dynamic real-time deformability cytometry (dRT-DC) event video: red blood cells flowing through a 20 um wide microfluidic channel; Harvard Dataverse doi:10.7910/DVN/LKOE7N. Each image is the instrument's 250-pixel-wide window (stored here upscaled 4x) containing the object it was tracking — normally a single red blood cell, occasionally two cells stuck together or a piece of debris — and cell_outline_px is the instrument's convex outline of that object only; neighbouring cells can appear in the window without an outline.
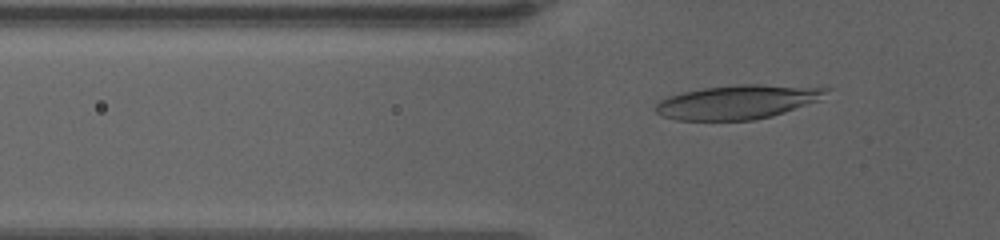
{"species": "human", "species_latin": "Homo sapiens", "temperature_condition": "warm", "stored_images_in_passage": 61, "camera_frame_rate_fps": 3000, "um_per_image_px": 0.085, "donor": {"sex": "female"}, "frame": {"image": 1, "passage_image": 21, "time_ms": 6.667, "image_size_px": [1000, 240], "cell_outline_px": [[832, 88], [820, 100], [772, 116], [752, 120], [676, 120], [664, 116], [656, 112], [656, 104], [660, 100], [668, 96], [684, 92], [704, 88], [736, 84], [760, 84]], "centroid_in_image_um": [62.72, 8.66], "position_along_channel_um": 63.1, "area_um2": 33.7}}
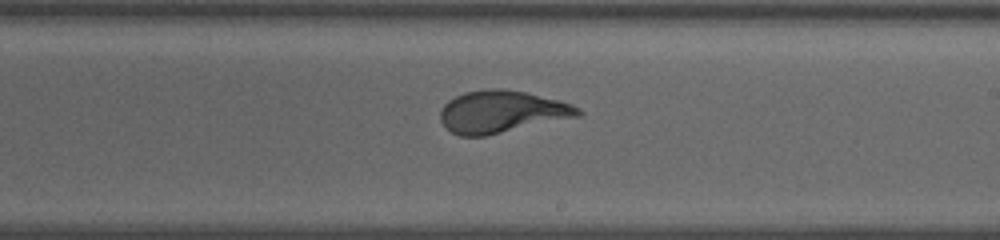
{"frame": {"image": 2, "passage_image": 38, "time_ms": 12.333, "image_size_px": [1000, 240], "cell_outline_px": [[584, 112], [580, 116], [484, 136], [460, 136], [452, 132], [440, 120], [440, 108], [448, 100], [464, 92], [488, 88], [500, 88], [524, 92], [572, 104], [580, 108]], "centroid_in_image_um": [42.63, 9.49], "position_along_channel_um": 246.4, "area_um2": 33.7}}
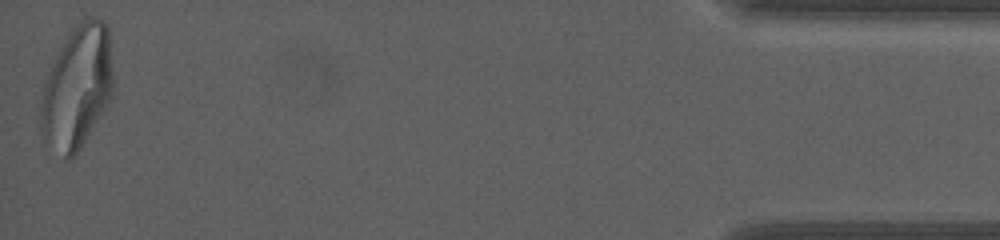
{"frame": {"image": 3, "passage_image": 61, "time_ms": 20.0, "image_size_px": [1000, 240], "cell_outline_px": [[112, 96], [80, 148], [68, 160], [44, 136], [40, 128], [40, 104], [44, 84], [52, 64], [60, 48], [72, 28], [88, 16], [96, 16], [104, 20], [108, 28], [112, 72]], "centroid_in_image_um": [6.57, 7.35], "position_along_channel_um": 428.6, "area_um2": 50.86}}